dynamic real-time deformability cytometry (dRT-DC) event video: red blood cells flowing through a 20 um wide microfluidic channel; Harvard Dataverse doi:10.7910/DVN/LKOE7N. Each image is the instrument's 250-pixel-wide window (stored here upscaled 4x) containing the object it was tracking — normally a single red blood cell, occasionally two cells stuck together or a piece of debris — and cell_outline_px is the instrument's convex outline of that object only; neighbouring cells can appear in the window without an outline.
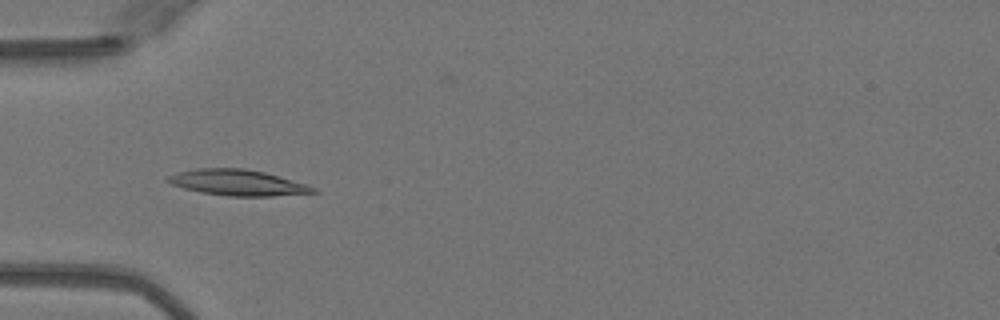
{"species": "Egyptian fruit bat (a non-hibernating species)", "species_latin": "Rousettus aegyptiacus", "temperature_condition": "warm", "stored_images_in_passage": 35, "camera_frame_rate_fps": 3000, "um_per_image_px": 0.085, "animal": {"sex": "female"}, "frame": {"image": 1, "passage_image": 5, "time_ms": 1.333, "image_size_px": [1000, 320], "cell_outline_px": [[320, 192], [272, 196], [228, 196], [200, 192], [184, 188], [172, 184], [164, 180], [164, 176], [196, 168], [244, 168], [264, 172], [308, 184], [316, 188]], "centroid_in_image_um": [20.2, 15.52], "position_along_channel_um": 64.8, "area_um2": 22.02}}
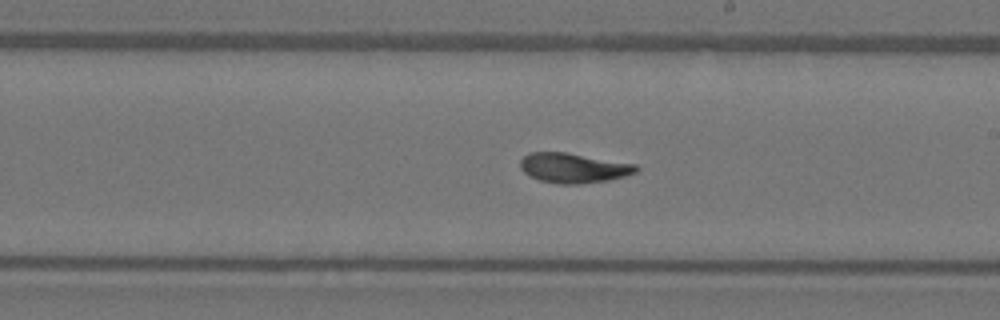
{"frame": {"image": 2, "passage_image": 18, "time_ms": 5.667, "image_size_px": [1000, 320], "cell_outline_px": [[640, 168], [636, 172], [624, 176], [608, 180], [580, 184], [560, 184], [540, 180], [528, 176], [520, 168], [520, 160], [528, 152], [568, 152], [636, 164]], "centroid_in_image_um": [48.73, 14.26], "position_along_channel_um": 240.3, "area_um2": 20.29}}
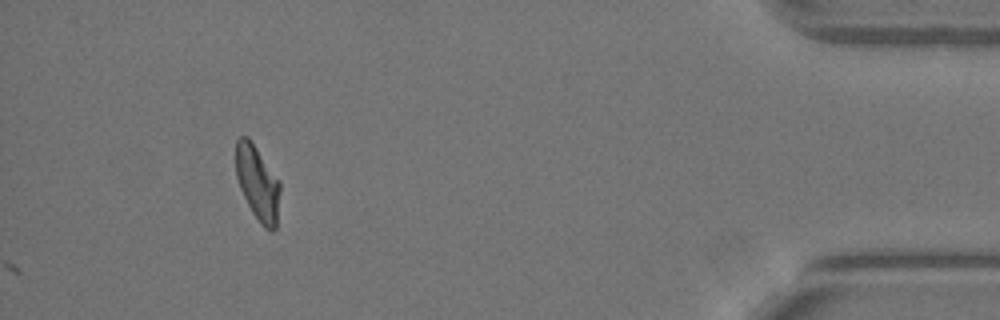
{"frame": {"image": 3, "passage_image": 35, "time_ms": 11.333, "image_size_px": [1000, 320], "cell_outline_px": [[280, 188], [276, 228], [272, 232], [264, 228], [260, 224], [252, 212], [240, 188], [236, 176], [236, 140], [240, 136], [248, 136], [280, 180]], "centroid_in_image_um": [21.9, 15.56], "position_along_channel_um": 413.3, "area_um2": 19.31}, "authors_computed_cell_mechanics": {"area_um2": 19.652, "velocity_mm_per_s": 4.0887, "shape_relaxation_time_tau1_ms": 4.0946, "shape_relaxation_time_tau2_ms": 2.4981, "deformation_change_tau1": 0.1907, "deformation_change_tau2": 0.0372}}